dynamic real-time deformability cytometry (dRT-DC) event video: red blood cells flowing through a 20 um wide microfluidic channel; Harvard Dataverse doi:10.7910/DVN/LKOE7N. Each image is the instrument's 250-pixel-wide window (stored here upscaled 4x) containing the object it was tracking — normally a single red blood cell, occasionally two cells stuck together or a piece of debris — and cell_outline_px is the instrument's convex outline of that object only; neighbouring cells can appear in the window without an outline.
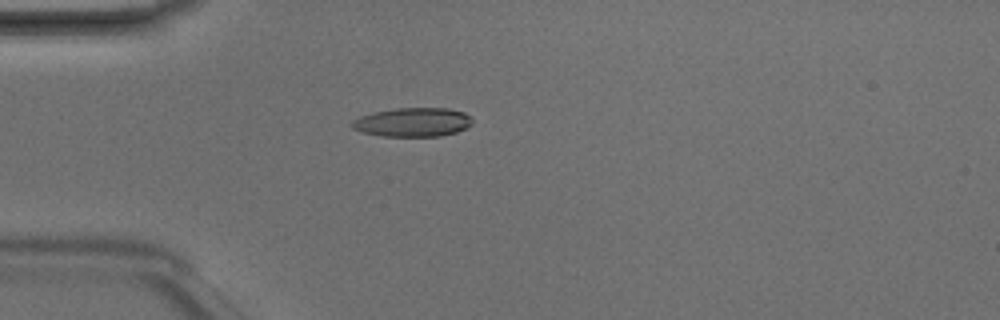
{"species": "Egyptian fruit bat (a non-hibernating species)", "species_latin": "Rousettus aegyptiacus", "temperature_condition": "room temperature", "stored_images_in_passage": 4, "camera_frame_rate_fps": 3000, "um_per_image_px": 0.085, "animal": {"sex": "male"}, "frame": {"image": 1, "passage_image": 4, "time_ms": 1.0, "image_size_px": [1000, 320], "cell_outline_px": [[472, 124], [456, 132], [440, 136], [380, 136], [360, 132], [352, 128], [348, 124], [352, 120], [360, 116], [372, 112], [396, 108], [448, 108], [464, 112], [472, 120]], "centroid_in_image_um": [35.01, 10.38], "position_along_channel_um": 50.0, "area_um2": 20.46}}